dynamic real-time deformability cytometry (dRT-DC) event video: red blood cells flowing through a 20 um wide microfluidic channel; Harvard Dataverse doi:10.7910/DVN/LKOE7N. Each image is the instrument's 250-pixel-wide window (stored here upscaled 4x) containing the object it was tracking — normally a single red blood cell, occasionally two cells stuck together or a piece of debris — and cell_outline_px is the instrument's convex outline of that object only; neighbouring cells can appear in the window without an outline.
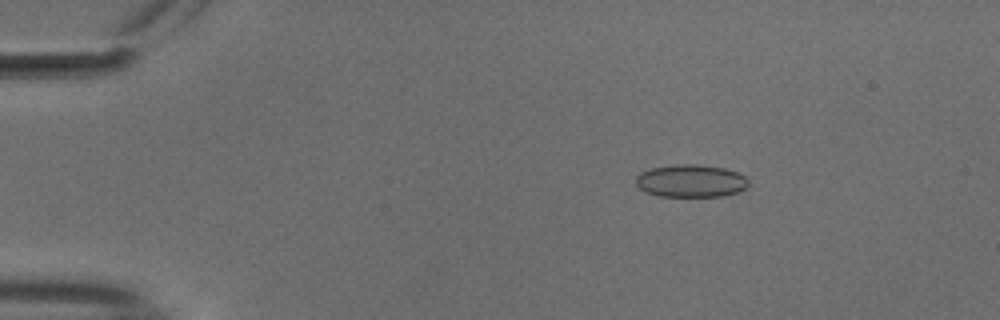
{"species": "common noctule bat (a hibernating species)", "species_latin": "Nyctalus noctula", "temperature_condition": "cold", "stored_images_in_passage": 13, "camera_frame_rate_fps": 3000, "um_per_image_px": 0.085, "animal": {"sex": "male", "body_mass_g": 18.8}, "frame": {"image": 1, "passage_image": 4, "time_ms": 1.0, "image_size_px": [1000, 320], "cell_outline_px": [[748, 184], [744, 188], [736, 192], [720, 196], [660, 196], [644, 192], [636, 184], [636, 176], [640, 172], [652, 168], [676, 164], [700, 164], [724, 168], [740, 172], [748, 180]], "centroid_in_image_um": [58.7, 15.36], "position_along_channel_um": 26.3, "area_um2": 21.44}}
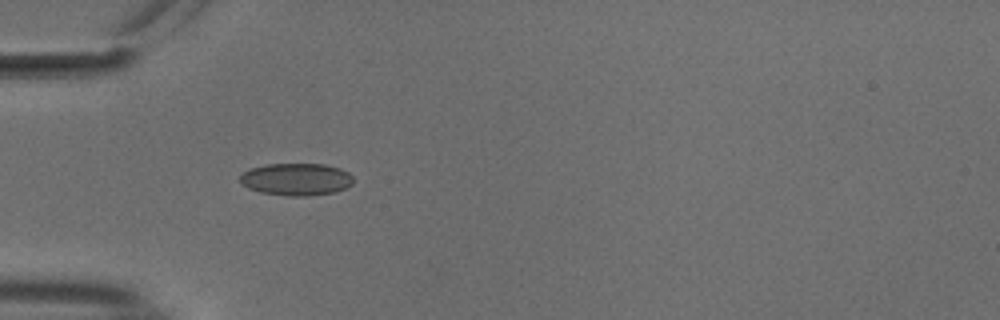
{"frame": {"image": 2, "passage_image": 12, "time_ms": 3.667, "image_size_px": [1000, 320], "cell_outline_px": [[352, 184], [336, 192], [308, 196], [288, 196], [260, 192], [248, 188], [240, 184], [236, 180], [248, 168], [264, 164], [324, 164], [340, 168], [348, 172], [352, 176]], "centroid_in_image_um": [25.13, 15.24], "position_along_channel_um": 59.9, "area_um2": 21.62}}